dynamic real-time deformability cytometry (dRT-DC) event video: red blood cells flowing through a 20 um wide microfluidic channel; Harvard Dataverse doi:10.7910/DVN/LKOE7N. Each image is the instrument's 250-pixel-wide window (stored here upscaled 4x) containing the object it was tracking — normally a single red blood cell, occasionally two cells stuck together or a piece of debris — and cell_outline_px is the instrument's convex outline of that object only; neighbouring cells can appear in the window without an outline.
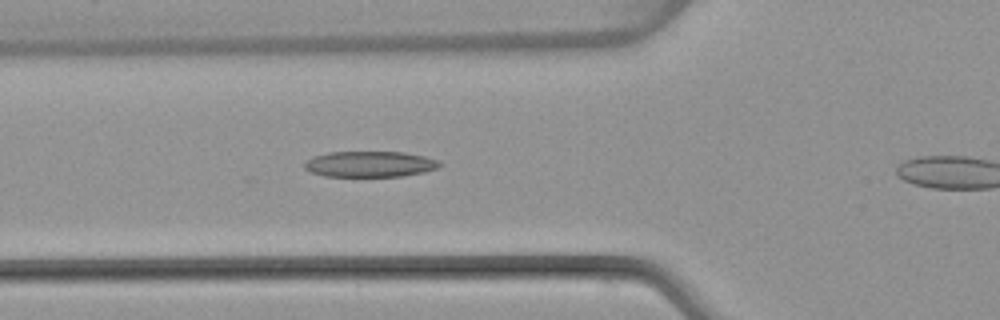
{"species": "common noctule bat (a hibernating species)", "species_latin": "Nyctalus noctula", "temperature_condition": "warm", "stored_images_in_passage": 12, "camera_frame_rate_fps": 3000, "um_per_image_px": 0.085, "animal": {"sex": "female", "body_mass_g": 22.7, "forearm_length_mm": 54.2}, "frame": {"image": 1, "passage_image": 11, "time_ms": 3.333, "image_size_px": [1000, 320], "cell_outline_px": [[440, 168], [424, 172], [404, 176], [324, 176], [308, 172], [304, 168], [304, 164], [312, 156], [328, 152], [400, 152], [424, 156], [440, 160]], "centroid_in_image_um": [31.43, 13.95], "position_along_channel_um": 94.4, "area_um2": 20.46}}